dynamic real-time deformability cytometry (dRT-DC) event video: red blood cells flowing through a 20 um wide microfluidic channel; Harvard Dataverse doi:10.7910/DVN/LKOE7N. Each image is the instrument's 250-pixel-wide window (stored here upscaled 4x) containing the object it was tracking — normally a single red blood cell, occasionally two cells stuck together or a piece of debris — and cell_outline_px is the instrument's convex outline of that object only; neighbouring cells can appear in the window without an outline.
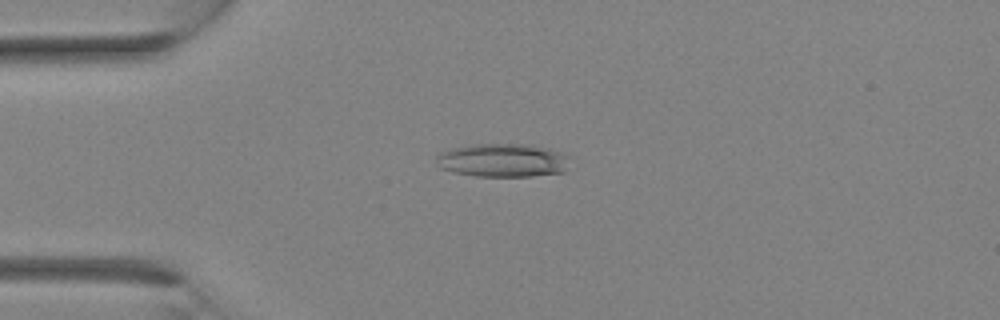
{"species": "Egyptian fruit bat (a non-hibernating species)", "species_latin": "Rousettus aegyptiacus", "temperature_condition": "room temperature", "stored_images_in_passage": 17, "camera_frame_rate_fps": 3000, "um_per_image_px": 0.085, "animal": {"sex": "female"}, "frame": {"image": 1, "passage_image": 8, "time_ms": 2.333, "image_size_px": [1000, 320], "cell_outline_px": [[572, 156], [564, 172], [532, 176], [476, 176], [452, 172], [440, 168], [436, 156], [440, 152], [452, 148], [476, 144], [528, 144], [548, 148]], "centroid_in_image_um": [42.77, 13.62], "position_along_channel_um": 42.2, "area_um2": 26.18}}
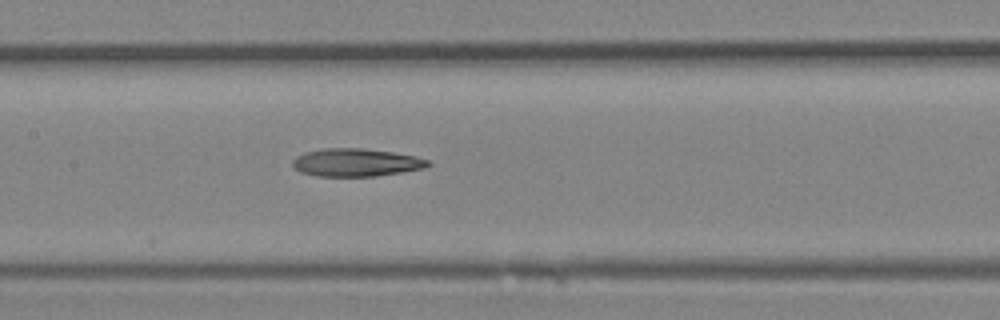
{"frame": {"image": 2, "passage_image": 15, "time_ms": 4.667, "image_size_px": [1000, 320], "cell_outline_px": [[432, 164], [428, 168], [376, 176], [316, 176], [300, 172], [292, 164], [292, 160], [296, 156], [304, 152], [324, 148], [360, 148], [392, 152], [416, 156], [428, 160]], "centroid_in_image_um": [30.28, 13.81], "position_along_channel_um": 177.1, "area_um2": 22.14}}
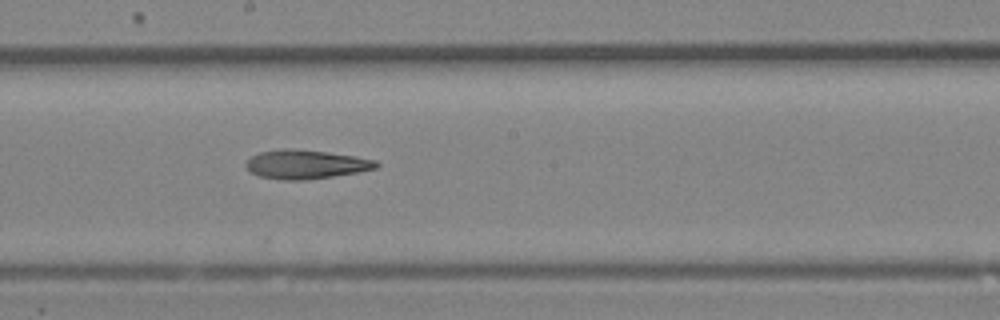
{"frame": {"image": 3, "passage_image": 17, "time_ms": 5.333, "image_size_px": [1000, 320], "cell_outline_px": [[380, 164], [376, 168], [360, 172], [304, 180], [280, 180], [260, 176], [248, 172], [244, 164], [252, 156], [260, 152], [284, 148], [292, 148], [328, 152], [356, 156], [376, 160]], "centroid_in_image_um": [25.98, 13.97], "position_along_channel_um": 222.2, "area_um2": 22.14}}